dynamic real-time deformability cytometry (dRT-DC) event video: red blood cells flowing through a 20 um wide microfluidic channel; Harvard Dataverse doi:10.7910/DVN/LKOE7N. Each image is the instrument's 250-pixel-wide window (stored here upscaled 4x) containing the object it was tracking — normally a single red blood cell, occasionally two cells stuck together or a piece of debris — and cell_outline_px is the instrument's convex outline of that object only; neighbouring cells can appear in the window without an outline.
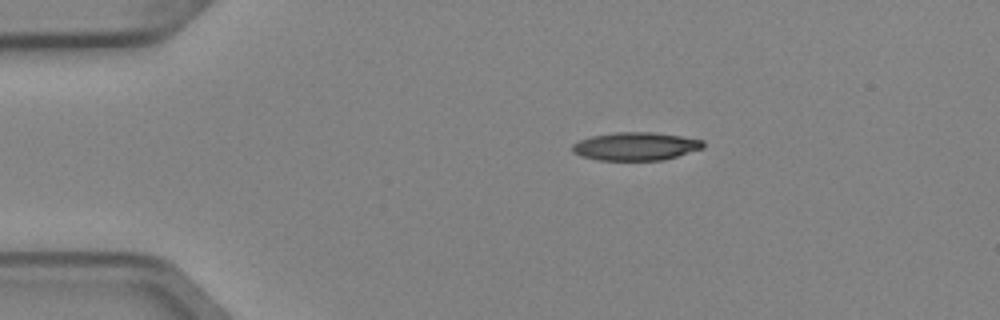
{"species": "Egyptian fruit bat (a non-hibernating species)", "species_latin": "Rousettus aegyptiacus", "temperature_condition": "cold", "stored_images_in_passage": 3, "camera_frame_rate_fps": 3000, "um_per_image_px": 0.085, "animal": {"sex": "female"}, "frame": {"image": 1, "passage_image": 1, "time_ms": 0.0, "image_size_px": [1000, 320], "cell_outline_px": [[704, 148], [664, 160], [596, 160], [580, 156], [572, 152], [572, 144], [580, 140], [592, 136], [616, 132], [652, 132], [680, 136], [704, 140]], "centroid_in_image_um": [54.03, 12.44], "position_along_channel_um": 31.0, "area_um2": 21.5}}
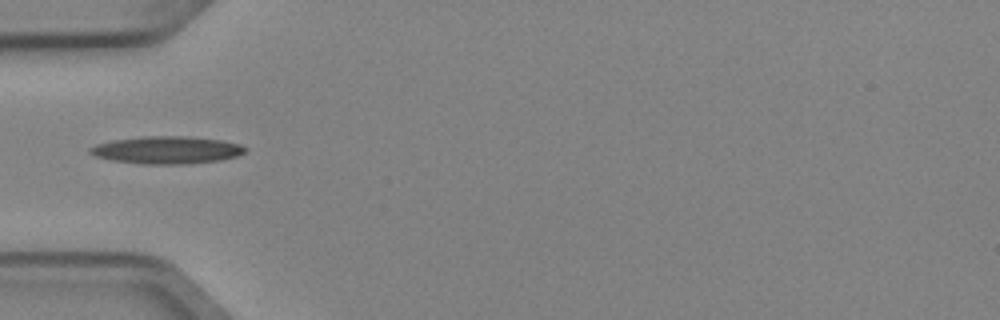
{"frame": {"image": 2, "passage_image": 3, "time_ms": 0.667, "image_size_px": [1000, 320], "cell_outline_px": [[248, 148], [244, 152], [236, 156], [220, 160], [184, 164], [144, 164], [112, 160], [96, 156], [88, 152], [88, 148], [96, 144], [112, 140], [144, 136], [184, 136], [220, 140], [240, 144]], "centroid_in_image_um": [14.16, 12.75], "position_along_channel_um": 70.8, "area_um2": 24.74}}